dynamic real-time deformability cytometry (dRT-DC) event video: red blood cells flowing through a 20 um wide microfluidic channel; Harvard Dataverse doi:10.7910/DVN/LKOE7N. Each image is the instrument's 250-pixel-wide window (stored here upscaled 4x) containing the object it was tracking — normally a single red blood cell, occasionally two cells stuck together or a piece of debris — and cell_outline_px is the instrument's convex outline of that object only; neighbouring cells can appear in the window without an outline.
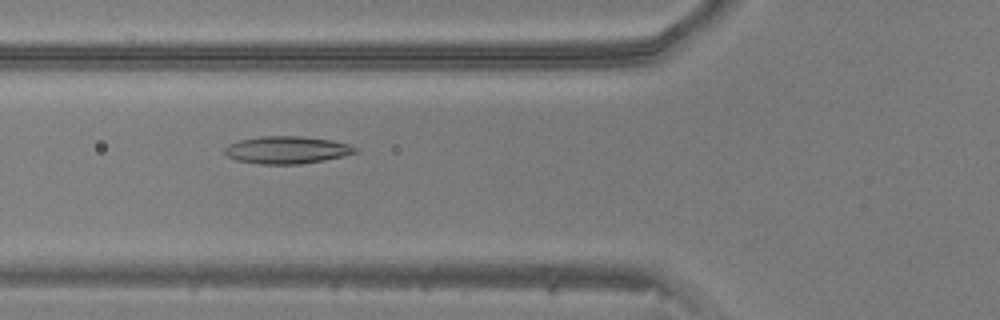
{"species": "common noctule bat (a hibernating species)", "species_latin": "Nyctalus noctula", "temperature_condition": "warm", "stored_images_in_passage": 41, "camera_frame_rate_fps": 3000, "um_per_image_px": 0.085, "animal": {"sex": "male", "body_mass_g": 20.5, "forearm_length_mm": 52.5}, "frame": {"image": 1, "passage_image": 10, "time_ms": 3.0, "image_size_px": [1000, 320], "cell_outline_px": [[360, 148], [356, 152], [344, 156], [324, 160], [300, 164], [260, 164], [236, 160], [228, 156], [224, 152], [224, 148], [228, 144], [240, 140], [260, 136], [300, 136], [332, 140], [348, 144]], "centroid_in_image_um": [24.39, 12.74], "position_along_channel_um": 101.4, "area_um2": 20.92}}
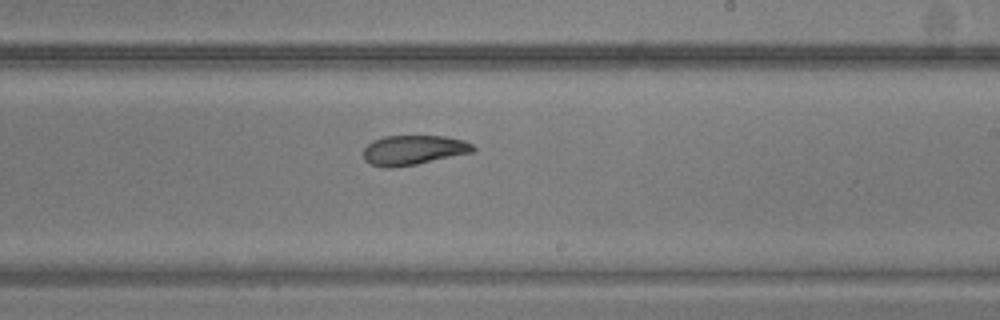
{"frame": {"image": 2, "passage_image": 21, "time_ms": 6.667, "image_size_px": [1000, 320], "cell_outline_px": [[476, 152], [416, 164], [392, 168], [384, 168], [368, 164], [364, 160], [364, 148], [372, 140], [384, 136], [444, 136], [464, 140], [472, 144], [476, 148]], "centroid_in_image_um": [35.15, 12.76], "position_along_channel_um": 253.9, "area_um2": 19.25}}
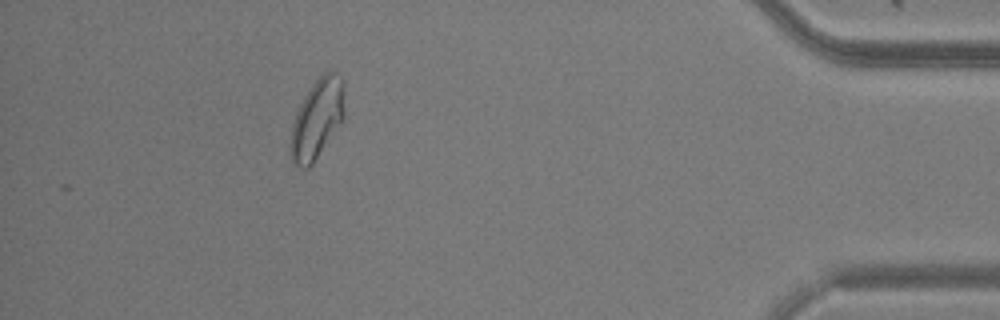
{"frame": {"image": 3, "passage_image": 36, "time_ms": 11.667, "image_size_px": [1000, 320], "cell_outline_px": [[344, 120], [312, 164], [308, 168], [300, 168], [292, 160], [288, 152], [292, 124], [296, 112], [304, 96], [312, 84], [324, 72], [336, 72], [344, 80]], "centroid_in_image_um": [26.95, 10.11], "position_along_channel_um": 408.2, "area_um2": 25.32}}